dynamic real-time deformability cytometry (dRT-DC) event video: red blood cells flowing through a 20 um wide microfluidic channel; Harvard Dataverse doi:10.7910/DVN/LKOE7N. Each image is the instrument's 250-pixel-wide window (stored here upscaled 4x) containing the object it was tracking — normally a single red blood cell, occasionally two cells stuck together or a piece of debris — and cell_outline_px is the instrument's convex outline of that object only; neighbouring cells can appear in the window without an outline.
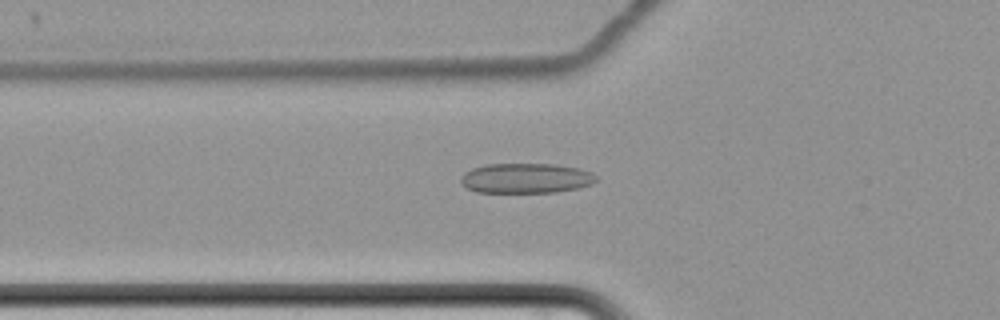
{"species": "common noctule bat (a hibernating species)", "species_latin": "Nyctalus noctula", "temperature_condition": "cold", "stored_images_in_passage": 48, "camera_frame_rate_fps": 3000, "um_per_image_px": 0.085, "animal": {"sex": "female", "body_mass_g": 22.7, "forearm_length_mm": 54.2}, "frame": {"image": 1, "passage_image": 10, "time_ms": 3.0, "image_size_px": [1000, 320], "cell_outline_px": [[596, 180], [592, 184], [576, 188], [556, 192], [476, 192], [460, 184], [460, 176], [464, 172], [472, 168], [488, 164], [556, 164], [580, 168], [592, 172], [596, 176]], "centroid_in_image_um": [44.68, 15.14], "position_along_channel_um": 81.1, "area_um2": 23.76}}
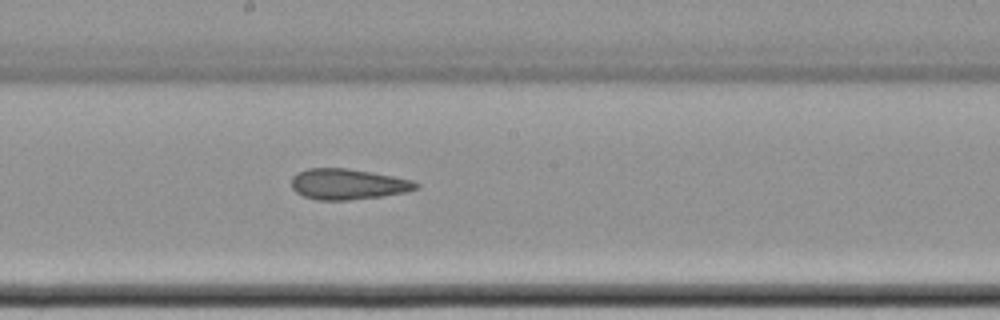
{"frame": {"image": 2, "passage_image": 22, "time_ms": 7.0, "image_size_px": [1000, 320], "cell_outline_px": [[420, 184], [416, 188], [408, 192], [384, 196], [348, 200], [316, 200], [304, 196], [296, 192], [292, 188], [292, 176], [296, 172], [308, 168], [348, 168], [372, 172], [412, 180]], "centroid_in_image_um": [29.56, 15.65], "position_along_channel_um": 218.6, "area_um2": 22.43}}
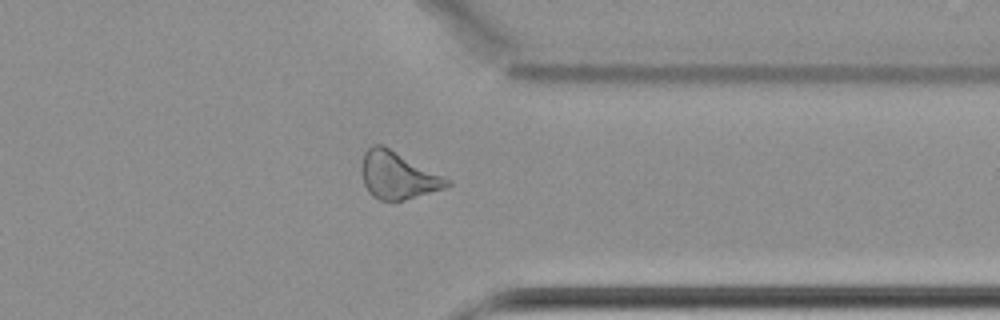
{"frame": {"image": 3, "passage_image": 36, "time_ms": 11.667, "image_size_px": [1000, 320], "cell_outline_px": [[452, 184], [444, 188], [404, 200], [380, 200], [372, 196], [368, 192], [364, 184], [360, 172], [360, 168], [364, 152], [372, 144], [384, 144], [452, 180]], "centroid_in_image_um": [33.79, 14.88], "position_along_channel_um": 377.6, "area_um2": 23.87}, "authors_computed_cell_mechanics": {"area_um2": 23.0333, "velocity_mm_per_s": 3.4554, "shape_relaxation_time_tau1_ms": null, "shape_relaxation_time_tau2_ms": 5.0176, "deformation_change_tau1": null, "deformation_change_tau2": 0.1436}}